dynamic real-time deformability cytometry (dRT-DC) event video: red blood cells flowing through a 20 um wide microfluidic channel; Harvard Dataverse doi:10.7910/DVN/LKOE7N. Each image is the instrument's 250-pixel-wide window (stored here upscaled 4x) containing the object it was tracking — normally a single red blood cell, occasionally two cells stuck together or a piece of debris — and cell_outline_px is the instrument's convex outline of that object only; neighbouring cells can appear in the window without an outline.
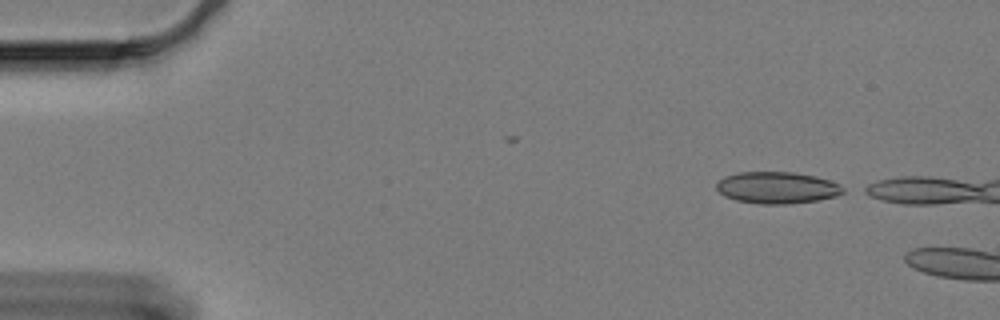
{"species": "Egyptian fruit bat (a non-hibernating species)", "species_latin": "Rousettus aegyptiacus", "temperature_condition": "cold", "stored_images_in_passage": 4, "camera_frame_rate_fps": 3000, "um_per_image_px": 0.085, "animal": {"sex": "female"}, "frame": {"image": 1, "passage_image": 1, "time_ms": 0.0, "image_size_px": [1000, 320], "cell_outline_px": [[844, 192], [836, 196], [816, 200], [788, 204], [760, 204], [736, 200], [724, 196], [716, 188], [716, 184], [724, 176], [740, 172], [792, 172], [812, 176], [828, 180], [844, 188]], "centroid_in_image_um": [66.0, 15.96], "position_along_channel_um": 19.0, "area_um2": 23.12}}